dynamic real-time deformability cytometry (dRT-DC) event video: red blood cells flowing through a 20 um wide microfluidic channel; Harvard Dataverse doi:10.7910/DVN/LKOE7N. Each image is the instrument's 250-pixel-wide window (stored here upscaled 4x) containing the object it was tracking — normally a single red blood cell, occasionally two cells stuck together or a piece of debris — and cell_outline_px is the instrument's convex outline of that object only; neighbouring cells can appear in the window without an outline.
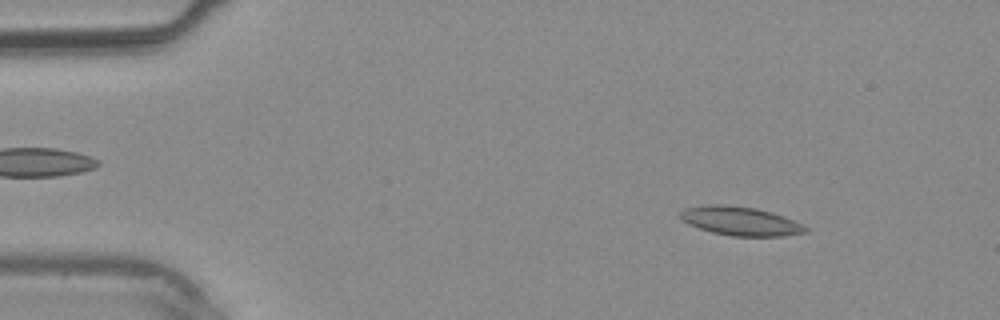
{"species": "common noctule bat (a hibernating species)", "species_latin": "Nyctalus noctula", "temperature_condition": "warm", "stored_images_in_passage": 36, "camera_frame_rate_fps": 3000, "um_per_image_px": 0.085, "animal": {"sex": "male", "body_mass_g": 20.4}, "frame": {"image": 1, "passage_image": 4, "time_ms": 1.0, "image_size_px": [1000, 320], "cell_outline_px": [[808, 232], [784, 236], [732, 236], [712, 232], [688, 224], [680, 220], [680, 212], [684, 208], [708, 204], [724, 204], [756, 208], [772, 212], [784, 216], [808, 228]], "centroid_in_image_um": [62.91, 18.78], "position_along_channel_um": 22.1, "area_um2": 21.1}}
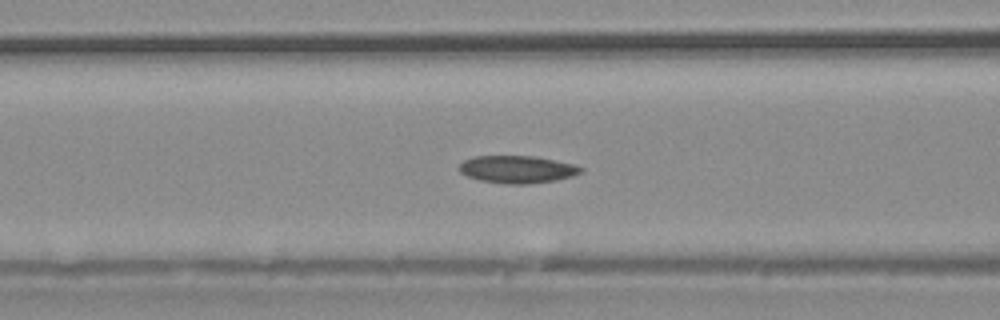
{"frame": {"image": 2, "passage_image": 14, "time_ms": 4.333, "image_size_px": [1000, 320], "cell_outline_px": [[584, 168], [580, 172], [572, 176], [552, 180], [528, 184], [504, 184], [480, 180], [468, 176], [460, 172], [456, 168], [464, 160], [476, 156], [532, 156], [572, 164]], "centroid_in_image_um": [43.9, 14.4], "position_along_channel_um": 122.7, "area_um2": 19.19}}
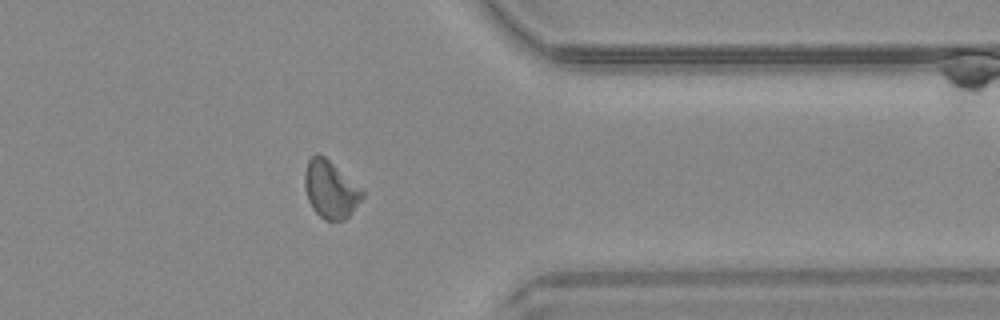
{"frame": {"image": 3, "passage_image": 29, "time_ms": 9.333, "image_size_px": [1000, 320], "cell_outline_px": [[364, 196], [352, 212], [344, 220], [324, 220], [312, 208], [308, 200], [304, 184], [304, 172], [308, 160], [316, 152], [324, 156], [364, 188]], "centroid_in_image_um": [28.11, 16.08], "position_along_channel_um": 383.3, "area_um2": 19.54}}